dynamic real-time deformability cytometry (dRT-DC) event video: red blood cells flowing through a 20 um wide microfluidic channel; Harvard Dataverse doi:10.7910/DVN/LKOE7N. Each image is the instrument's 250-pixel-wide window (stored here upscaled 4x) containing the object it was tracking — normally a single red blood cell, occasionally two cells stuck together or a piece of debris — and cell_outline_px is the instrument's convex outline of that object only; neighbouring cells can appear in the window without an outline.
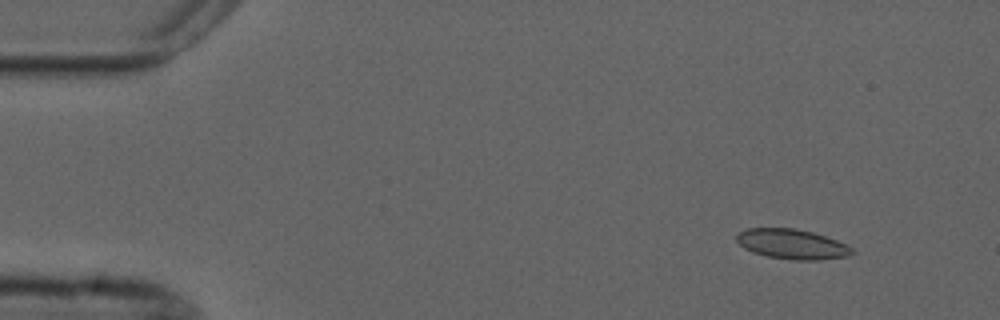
{"species": "common noctule bat (a hibernating species)", "species_latin": "Nyctalus noctula", "temperature_condition": "cold", "stored_images_in_passage": 4, "segment_of_instrument_passage": [1, 2], "camera_frame_rate_fps": 3000, "um_per_image_px": 0.085, "animal": {"sex": "male", "forearm_length_mm": 52.5}, "frame": {"image": 1, "passage_image": 1, "time_ms": 0.0, "image_size_px": [1000, 320], "cell_outline_px": [[856, 252], [848, 256], [820, 260], [792, 260], [768, 256], [752, 252], [744, 248], [736, 240], [736, 236], [740, 232], [748, 228], [792, 228], [812, 232], [836, 240], [852, 248]], "centroid_in_image_um": [67.32, 20.76], "position_along_channel_um": 17.7, "area_um2": 20.0}}